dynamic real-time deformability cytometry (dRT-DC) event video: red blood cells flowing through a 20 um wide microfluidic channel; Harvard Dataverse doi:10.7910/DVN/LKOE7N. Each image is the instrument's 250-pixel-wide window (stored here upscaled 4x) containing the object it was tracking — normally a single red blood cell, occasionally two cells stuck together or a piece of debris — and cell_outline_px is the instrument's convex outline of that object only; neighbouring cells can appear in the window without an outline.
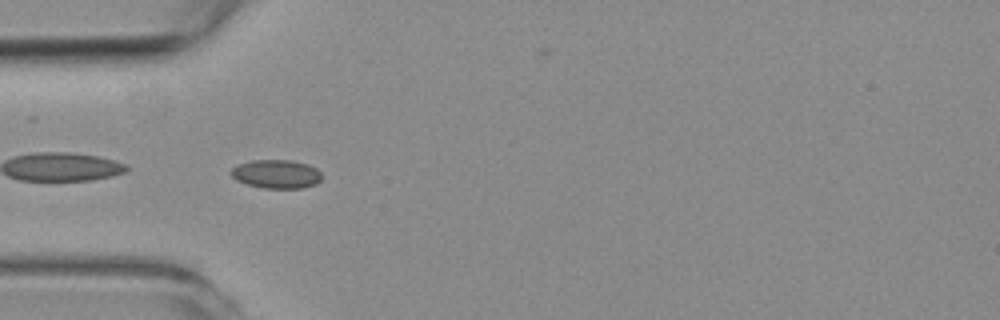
{"species": "common noctule bat (a hibernating species)", "species_latin": "Nyctalus noctula", "temperature_condition": "room temperature", "stored_images_in_passage": 46, "camera_frame_rate_fps": 3000, "um_per_image_px": 0.085, "animal": {"sex": "female", "body_mass_g": 19.3, "forearm_length_mm": 54.1}, "frame": {"image": 1, "passage_image": 14, "time_ms": 4.333, "image_size_px": [1000, 320], "cell_outline_px": [[324, 176], [316, 184], [304, 188], [264, 188], [248, 184], [236, 180], [232, 176], [232, 168], [236, 164], [252, 160], [292, 160], [308, 164], [316, 168]], "centroid_in_image_um": [23.52, 14.78], "position_along_channel_um": 61.5, "area_um2": 15.26}, "authors_computed_cell_mechanics": {"area_um2": 14.3922, "velocity_mm_per_s": 3.7694, "shape_relaxation_time_tau1_ms": null, "shape_relaxation_time_tau2_ms": 1.9955, "deformation_change_tau1": null, "deformation_change_tau2": 0.046}}